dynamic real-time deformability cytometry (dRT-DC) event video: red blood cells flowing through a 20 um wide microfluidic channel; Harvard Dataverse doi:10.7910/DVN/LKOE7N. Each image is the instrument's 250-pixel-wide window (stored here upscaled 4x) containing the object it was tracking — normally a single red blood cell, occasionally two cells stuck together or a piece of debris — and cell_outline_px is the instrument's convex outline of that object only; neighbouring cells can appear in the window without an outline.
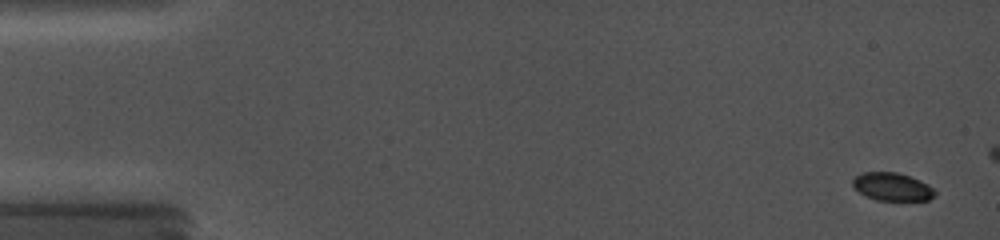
{"species": "common noctule bat (a hibernating species)", "species_latin": "Nyctalus noctula", "temperature_condition": "cold", "stored_images_in_passage": 11, "camera_frame_rate_fps": 5000, "um_per_image_px": 0.085, "animal": {"sex": "female", "body_mass_g": 19.0, "forearm_length_mm": 56.7}, "frame": {"image": 1, "passage_image": 2, "time_ms": 0.4, "image_size_px": [1000, 240], "cell_outline_px": [[936, 196], [928, 200], [876, 200], [860, 192], [852, 184], [852, 180], [856, 176], [864, 172], [896, 172], [920, 180], [928, 184], [936, 192]], "centroid_in_image_um": [75.87, 15.87], "position_along_channel_um": 9.1, "area_um2": 13.24}}